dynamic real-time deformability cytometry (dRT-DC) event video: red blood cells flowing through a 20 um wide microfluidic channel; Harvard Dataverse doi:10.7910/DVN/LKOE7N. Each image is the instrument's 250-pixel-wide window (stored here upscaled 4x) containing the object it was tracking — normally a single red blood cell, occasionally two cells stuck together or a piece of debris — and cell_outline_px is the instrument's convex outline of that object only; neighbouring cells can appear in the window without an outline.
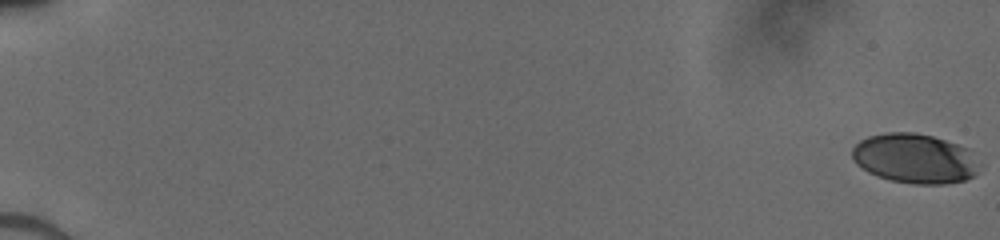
{"species": "human", "species_latin": "Homo sapiens", "temperature_condition": "cold", "stored_images_in_passage": 53, "camera_frame_rate_fps": 3000, "um_per_image_px": 0.085, "donor": {"sex": "male"}, "frame": {"image": 1, "passage_image": 1, "time_ms": 0.0, "image_size_px": [1000, 240], "cell_outline_px": [[976, 172], [972, 176], [964, 180], [944, 184], [916, 184], [892, 180], [868, 172], [856, 164], [852, 160], [852, 148], [860, 140], [868, 136], [888, 132], [916, 132], [932, 136], [968, 148], [972, 152]], "centroid_in_image_um": [77.69, 13.46], "position_along_channel_um": 7.3, "area_um2": 36.36}}
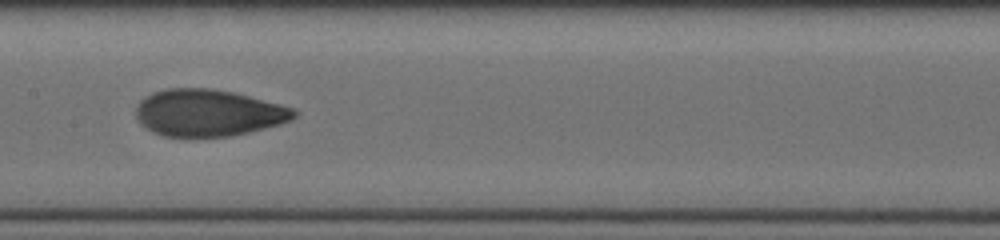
{"frame": {"image": 2, "passage_image": 30, "time_ms": 9.667, "image_size_px": [1000, 240], "cell_outline_px": [[300, 112], [292, 120], [280, 124], [232, 136], [164, 136], [152, 132], [140, 124], [136, 116], [136, 108], [140, 100], [144, 96], [152, 92], [168, 88], [212, 88], [232, 92], [280, 104], [292, 108]], "centroid_in_image_um": [17.68, 9.58], "position_along_channel_um": 189.7, "area_um2": 43.18}}
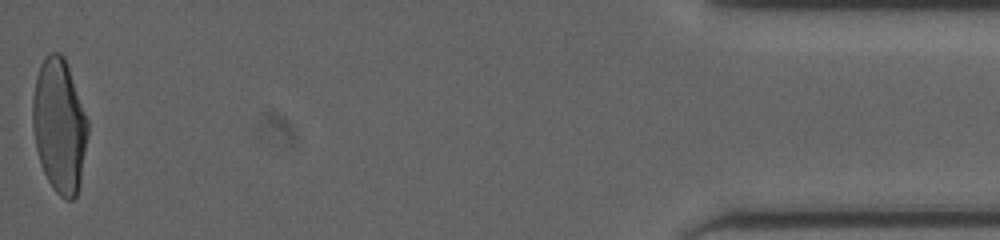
{"frame": {"image": 3, "passage_image": 53, "time_ms": 17.333, "image_size_px": [1000, 240], "cell_outline_px": [[88, 132], [80, 180], [76, 196], [72, 200], [68, 200], [60, 196], [56, 192], [48, 180], [44, 172], [36, 148], [32, 128], [32, 100], [36, 76], [40, 64], [48, 52], [60, 52], [64, 56], [88, 120]], "centroid_in_image_um": [5.03, 10.65], "position_along_channel_um": 430.2, "area_um2": 42.83}}